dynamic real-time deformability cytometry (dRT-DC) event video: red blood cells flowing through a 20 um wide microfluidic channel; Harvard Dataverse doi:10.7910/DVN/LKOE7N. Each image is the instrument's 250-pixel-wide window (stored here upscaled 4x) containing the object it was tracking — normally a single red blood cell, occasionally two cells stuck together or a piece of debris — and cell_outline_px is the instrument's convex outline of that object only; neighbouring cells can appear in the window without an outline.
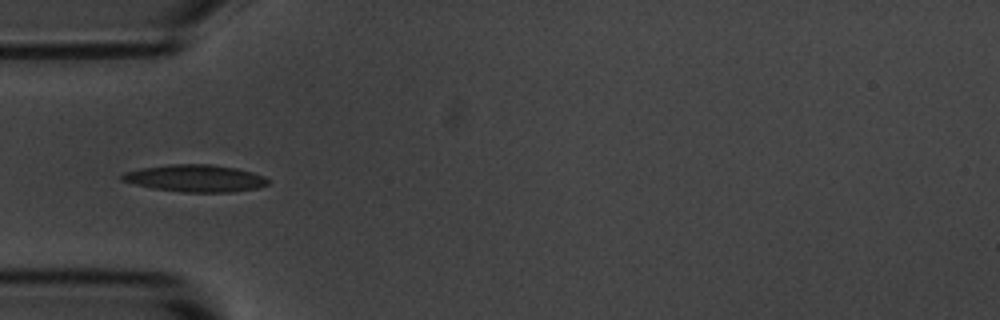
{"species": "common noctule bat (a hibernating species)", "species_latin": "Nyctalus noctula", "temperature_condition": "room temperature", "stored_images_in_passage": 9, "camera_frame_rate_fps": 3000, "um_per_image_px": 0.085, "animal": {"sex": "male", "body_mass_g": 20.1, "forearm_length_mm": 53.5}, "frame": {"image": 1, "passage_image": 4, "time_ms": 1.0, "image_size_px": [1000, 320], "cell_outline_px": [[268, 184], [256, 188], [232, 192], [180, 192], [152, 188], [120, 180], [120, 176], [124, 172], [140, 168], [168, 164], [212, 164], [236, 168], [252, 172], [264, 176], [268, 180]], "centroid_in_image_um": [16.57, 15.15], "position_along_channel_um": 68.4, "area_um2": 23.12}}
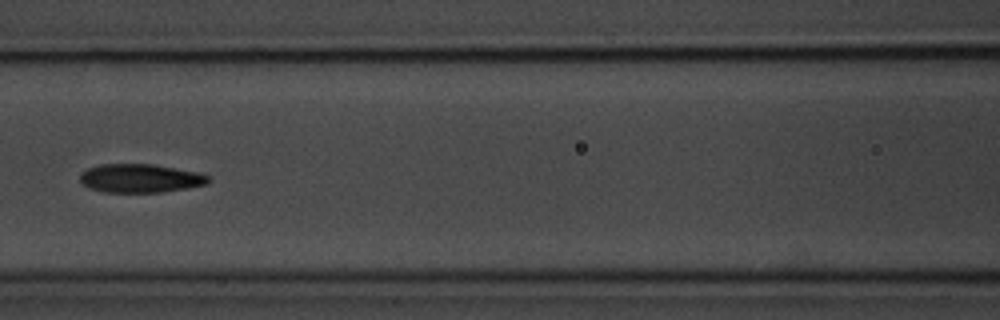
{"frame": {"image": 2, "passage_image": 6, "time_ms": 1.667, "image_size_px": [1000, 320], "cell_outline_px": [[212, 180], [208, 184], [188, 188], [164, 192], [104, 192], [88, 188], [80, 184], [80, 176], [88, 168], [100, 164], [152, 164], [196, 172], [208, 176]], "centroid_in_image_um": [11.92, 15.16], "position_along_channel_um": 154.7, "area_um2": 21.44}}
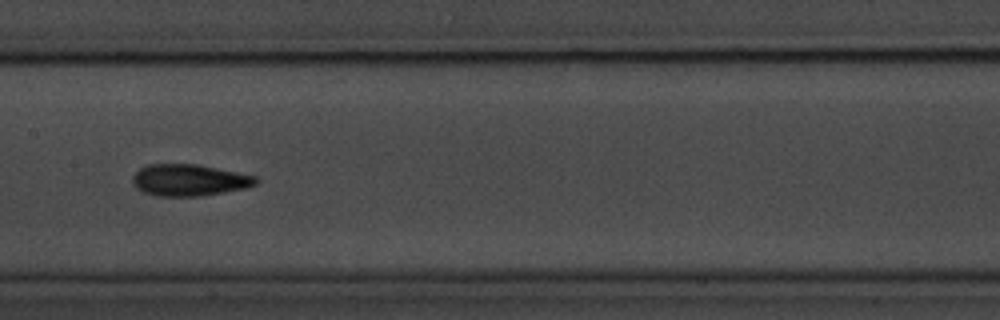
{"frame": {"image": 3, "passage_image": 7, "time_ms": 2.0, "image_size_px": [1000, 320], "cell_outline_px": [[256, 184], [248, 188], [200, 196], [156, 196], [144, 192], [136, 188], [132, 184], [132, 176], [140, 168], [148, 164], [200, 164], [256, 176]], "centroid_in_image_um": [16.07, 15.3], "position_along_channel_um": 191.3, "area_um2": 22.89}}